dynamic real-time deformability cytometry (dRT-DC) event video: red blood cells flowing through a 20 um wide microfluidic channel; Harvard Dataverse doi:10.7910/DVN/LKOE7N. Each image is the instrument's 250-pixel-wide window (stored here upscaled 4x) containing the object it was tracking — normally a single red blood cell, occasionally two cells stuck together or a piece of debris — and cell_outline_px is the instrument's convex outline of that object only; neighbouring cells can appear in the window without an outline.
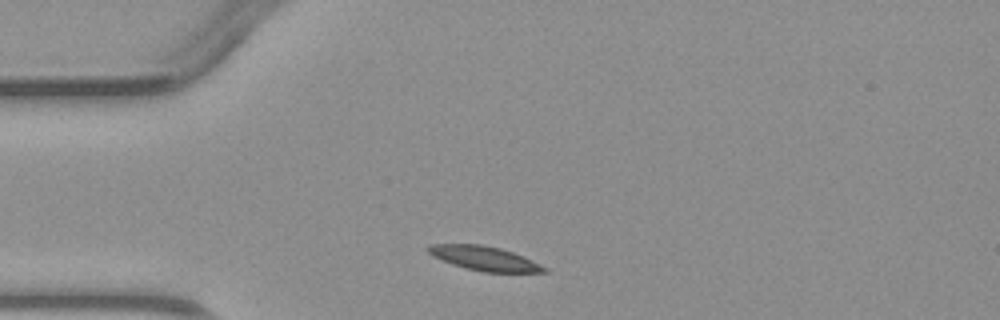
{"species": "common noctule bat (a hibernating species)", "species_latin": "Nyctalus noctula", "temperature_condition": "warm", "stored_images_in_passage": 1, "camera_frame_rate_fps": 3000, "um_per_image_px": 0.085, "animal": {"sex": "male", "body_mass_g": 23.1, "forearm_length_mm": 52.7}, "frame": {"image": 1, "passage_image": 1, "time_ms": 0.0, "image_size_px": [1000, 320], "cell_outline_px": [[548, 272], [484, 272], [464, 268], [452, 264], [432, 256], [428, 252], [428, 244], [484, 244], [500, 248], [524, 256], [548, 268]], "centroid_in_image_um": [41.18, 21.96], "position_along_channel_um": 43.8, "area_um2": 16.47}}